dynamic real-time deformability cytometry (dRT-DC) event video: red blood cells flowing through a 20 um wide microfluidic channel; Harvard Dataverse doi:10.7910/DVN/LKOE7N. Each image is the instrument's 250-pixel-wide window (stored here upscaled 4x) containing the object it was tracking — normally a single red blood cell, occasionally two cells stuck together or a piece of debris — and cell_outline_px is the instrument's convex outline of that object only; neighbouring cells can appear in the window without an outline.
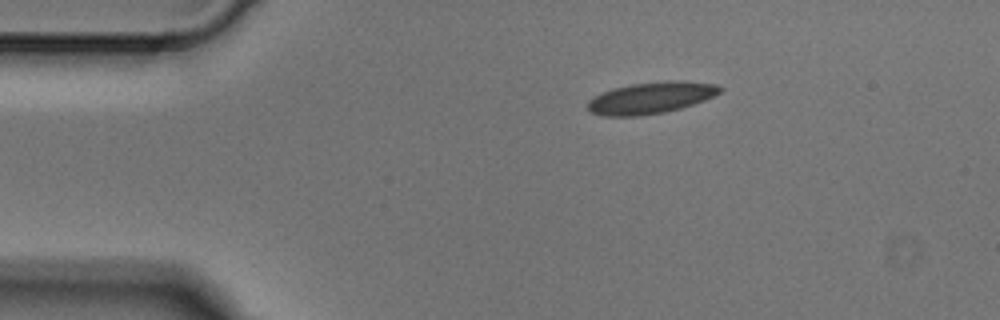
{"species": "Egyptian fruit bat (a non-hibernating species)", "species_latin": "Rousettus aegyptiacus", "temperature_condition": "cold", "stored_images_in_passage": 2, "camera_frame_rate_fps": 3000, "um_per_image_px": 0.085, "animal": {"sex": "male"}, "frame": {"image": 1, "passage_image": 2, "time_ms": 0.333, "image_size_px": [1000, 320], "cell_outline_px": [[724, 88], [720, 92], [704, 100], [680, 108], [664, 112], [640, 116], [600, 116], [588, 112], [588, 100], [604, 92], [616, 88], [632, 84], [672, 80], [680, 80], [716, 84]], "centroid_in_image_um": [55.32, 8.32], "position_along_channel_um": 29.7, "area_um2": 24.16}}